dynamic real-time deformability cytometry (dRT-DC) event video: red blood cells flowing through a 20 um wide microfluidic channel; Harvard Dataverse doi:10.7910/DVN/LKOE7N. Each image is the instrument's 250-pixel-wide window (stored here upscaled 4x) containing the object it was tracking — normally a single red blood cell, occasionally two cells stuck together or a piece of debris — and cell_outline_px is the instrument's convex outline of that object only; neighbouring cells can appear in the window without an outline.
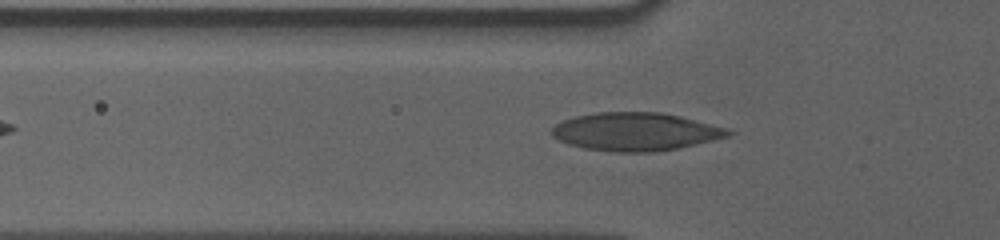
{"species": "human", "species_latin": "Homo sapiens", "temperature_condition": "cold", "stored_images_in_passage": 36, "camera_frame_rate_fps": 3000, "um_per_image_px": 0.085, "donor": {"sex": "male"}, "frame": {"image": 1, "passage_image": 2, "time_ms": 0.333, "image_size_px": [1000, 240], "cell_outline_px": [[732, 132], [728, 136], [712, 140], [676, 148], [652, 152], [616, 152], [584, 148], [568, 144], [552, 136], [552, 128], [556, 124], [564, 120], [576, 116], [596, 112], [660, 112], [680, 116], [724, 128]], "centroid_in_image_um": [53.96, 11.19], "position_along_channel_um": 71.8, "area_um2": 38.61}}
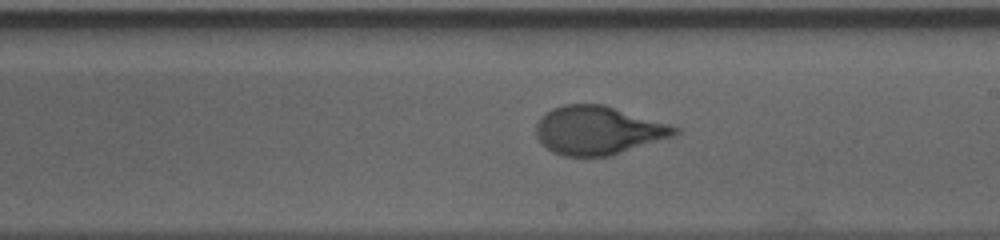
{"frame": {"image": 2, "passage_image": 16, "time_ms": 5.0, "image_size_px": [1000, 240], "cell_outline_px": [[680, 132], [672, 136], [608, 156], [564, 156], [552, 152], [536, 136], [536, 124], [540, 116], [544, 112], [552, 108], [564, 104], [604, 104], [672, 124], [680, 128]], "centroid_in_image_um": [50.83, 11.05], "position_along_channel_um": 238.2, "area_um2": 39.19}}
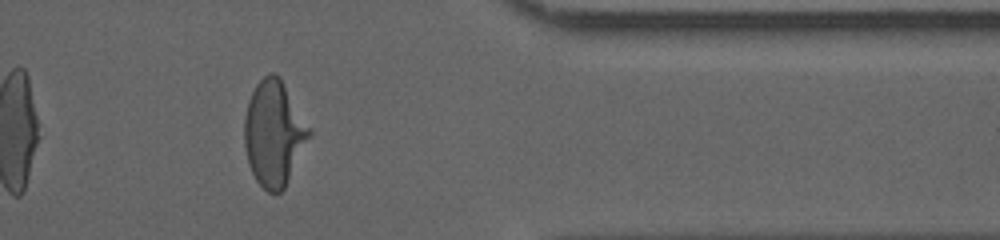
{"frame": {"image": 3, "passage_image": 30, "time_ms": 9.667, "image_size_px": [1000, 240], "cell_outline_px": [[312, 136], [284, 188], [280, 192], [268, 192], [256, 180], [248, 164], [244, 148], [244, 116], [248, 100], [256, 84], [268, 72], [276, 72], [280, 76], [312, 132]], "centroid_in_image_um": [23.27, 11.32], "position_along_channel_um": 388.1, "area_um2": 39.94}, "authors_computed_cell_mechanics": {"area_um2": 38.8705, "velocity_mm_per_s": 3.5602, "shape_relaxation_time_tau1_ms": 4.6376, "shape_relaxation_time_tau2_ms": null, "deformation_change_tau1": 0.1845, "deformation_change_tau2": null}}